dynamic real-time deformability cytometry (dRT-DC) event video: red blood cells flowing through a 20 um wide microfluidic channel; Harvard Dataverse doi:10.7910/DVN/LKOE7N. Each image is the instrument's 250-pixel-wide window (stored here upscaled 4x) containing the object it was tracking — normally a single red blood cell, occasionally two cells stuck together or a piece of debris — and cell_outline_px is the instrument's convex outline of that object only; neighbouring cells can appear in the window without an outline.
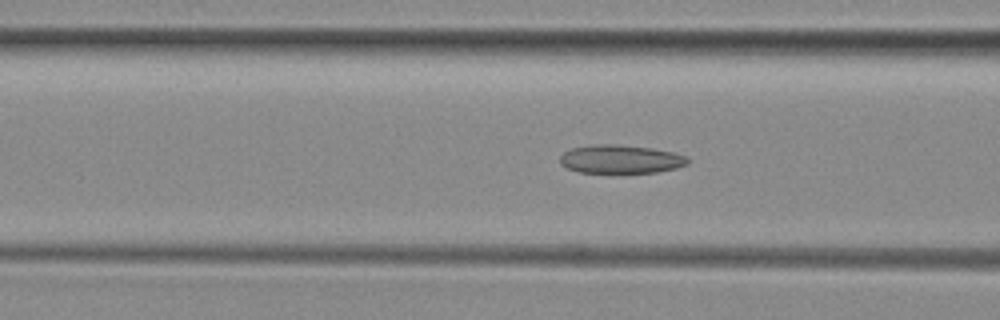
{"species": "common noctule bat (a hibernating species)", "species_latin": "Nyctalus noctula", "temperature_condition": "room temperature", "stored_images_in_passage": 12, "camera_frame_rate_fps": 3000, "um_per_image_px": 0.085, "animal": {"sex": "female", "body_mass_g": 29.2, "forearm_length_mm": 56.3}, "frame": {"image": 1, "passage_image": 9, "time_ms": 2.667, "image_size_px": [1000, 320], "cell_outline_px": [[688, 164], [676, 168], [656, 172], [580, 172], [568, 168], [560, 164], [560, 156], [564, 152], [572, 148], [592, 144], [616, 144], [652, 148], [672, 152], [688, 156]], "centroid_in_image_um": [52.76, 13.51], "position_along_channel_um": 113.8, "area_um2": 21.1}}